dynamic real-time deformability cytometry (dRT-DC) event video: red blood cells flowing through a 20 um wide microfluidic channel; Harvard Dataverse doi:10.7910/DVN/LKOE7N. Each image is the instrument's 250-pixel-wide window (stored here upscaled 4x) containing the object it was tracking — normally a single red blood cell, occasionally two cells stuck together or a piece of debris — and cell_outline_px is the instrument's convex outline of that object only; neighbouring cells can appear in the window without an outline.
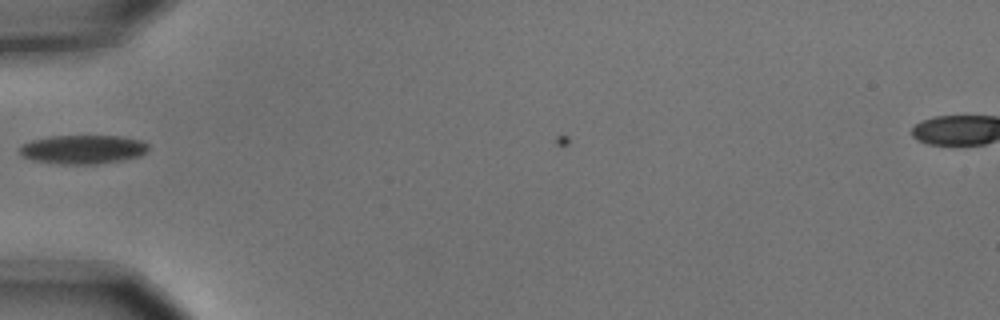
{"species": "common noctule bat (a hibernating species)", "species_latin": "Nyctalus noctula", "temperature_condition": "cold", "stored_images_in_passage": 2, "camera_frame_rate_fps": 3000, "um_per_image_px": 0.085, "animal": {"sex": "male", "body_mass_g": 15.6}, "frame": {"image": 1, "passage_image": 1, "time_ms": 0.0, "image_size_px": [1000, 320], "cell_outline_px": [[148, 148], [140, 156], [120, 160], [96, 164], [56, 164], [36, 160], [20, 156], [16, 148], [32, 140], [52, 136], [120, 136], [140, 140], [148, 144]], "centroid_in_image_um": [6.99, 12.7], "position_along_channel_um": 78.0, "area_um2": 21.62}}